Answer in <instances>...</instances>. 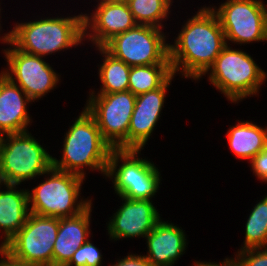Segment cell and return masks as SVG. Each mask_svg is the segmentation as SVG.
Here are the masks:
<instances>
[{
  "instance_id": "cell-1",
  "label": "cell",
  "mask_w": 267,
  "mask_h": 266,
  "mask_svg": "<svg viewBox=\"0 0 267 266\" xmlns=\"http://www.w3.org/2000/svg\"><path fill=\"white\" fill-rule=\"evenodd\" d=\"M187 19L173 44L169 43L172 73L200 80L227 45L219 19L211 7H201Z\"/></svg>"
},
{
  "instance_id": "cell-2",
  "label": "cell",
  "mask_w": 267,
  "mask_h": 266,
  "mask_svg": "<svg viewBox=\"0 0 267 266\" xmlns=\"http://www.w3.org/2000/svg\"><path fill=\"white\" fill-rule=\"evenodd\" d=\"M71 16L16 23L9 41L20 51L40 57L77 47L85 42L84 14Z\"/></svg>"
},
{
  "instance_id": "cell-3",
  "label": "cell",
  "mask_w": 267,
  "mask_h": 266,
  "mask_svg": "<svg viewBox=\"0 0 267 266\" xmlns=\"http://www.w3.org/2000/svg\"><path fill=\"white\" fill-rule=\"evenodd\" d=\"M61 160L52 157V167L86 177L84 169L106 175L112 147L102 138L94 117L85 109L64 135ZM86 167V168H85Z\"/></svg>"
},
{
  "instance_id": "cell-4",
  "label": "cell",
  "mask_w": 267,
  "mask_h": 266,
  "mask_svg": "<svg viewBox=\"0 0 267 266\" xmlns=\"http://www.w3.org/2000/svg\"><path fill=\"white\" fill-rule=\"evenodd\" d=\"M206 74H209L210 83L223 93L228 101L235 104L247 96H257L267 78V73L256 64L249 53L232 49L228 44L204 76Z\"/></svg>"
},
{
  "instance_id": "cell-5",
  "label": "cell",
  "mask_w": 267,
  "mask_h": 266,
  "mask_svg": "<svg viewBox=\"0 0 267 266\" xmlns=\"http://www.w3.org/2000/svg\"><path fill=\"white\" fill-rule=\"evenodd\" d=\"M44 175V181L32 191L28 189L30 213L54 218L72 217L92 203V198L83 199L80 196L85 178L54 167Z\"/></svg>"
},
{
  "instance_id": "cell-6",
  "label": "cell",
  "mask_w": 267,
  "mask_h": 266,
  "mask_svg": "<svg viewBox=\"0 0 267 266\" xmlns=\"http://www.w3.org/2000/svg\"><path fill=\"white\" fill-rule=\"evenodd\" d=\"M141 151L112 149L110 152L105 176L113 179L112 185L118 196L152 200L156 195L162 176L154 162L138 155Z\"/></svg>"
},
{
  "instance_id": "cell-7",
  "label": "cell",
  "mask_w": 267,
  "mask_h": 266,
  "mask_svg": "<svg viewBox=\"0 0 267 266\" xmlns=\"http://www.w3.org/2000/svg\"><path fill=\"white\" fill-rule=\"evenodd\" d=\"M0 162L8 183L20 185L44 176L52 167V155L25 131L0 136Z\"/></svg>"
},
{
  "instance_id": "cell-8",
  "label": "cell",
  "mask_w": 267,
  "mask_h": 266,
  "mask_svg": "<svg viewBox=\"0 0 267 266\" xmlns=\"http://www.w3.org/2000/svg\"><path fill=\"white\" fill-rule=\"evenodd\" d=\"M59 218L30 213L24 226L1 248L11 259L34 266H53Z\"/></svg>"
},
{
  "instance_id": "cell-9",
  "label": "cell",
  "mask_w": 267,
  "mask_h": 266,
  "mask_svg": "<svg viewBox=\"0 0 267 266\" xmlns=\"http://www.w3.org/2000/svg\"><path fill=\"white\" fill-rule=\"evenodd\" d=\"M90 92L85 109L96 120L102 138L113 149H128V129L136 95L129 90L117 93Z\"/></svg>"
},
{
  "instance_id": "cell-10",
  "label": "cell",
  "mask_w": 267,
  "mask_h": 266,
  "mask_svg": "<svg viewBox=\"0 0 267 266\" xmlns=\"http://www.w3.org/2000/svg\"><path fill=\"white\" fill-rule=\"evenodd\" d=\"M163 29L136 25L109 40L103 48L130 67L170 64L169 43Z\"/></svg>"
},
{
  "instance_id": "cell-11",
  "label": "cell",
  "mask_w": 267,
  "mask_h": 266,
  "mask_svg": "<svg viewBox=\"0 0 267 266\" xmlns=\"http://www.w3.org/2000/svg\"><path fill=\"white\" fill-rule=\"evenodd\" d=\"M0 41L10 45L9 48L2 50L8 68L2 69L1 72L17 84L33 102L40 100L56 88L61 76L43 57L17 49L9 41V32L4 33V36L0 37Z\"/></svg>"
},
{
  "instance_id": "cell-12",
  "label": "cell",
  "mask_w": 267,
  "mask_h": 266,
  "mask_svg": "<svg viewBox=\"0 0 267 266\" xmlns=\"http://www.w3.org/2000/svg\"><path fill=\"white\" fill-rule=\"evenodd\" d=\"M211 9L217 15L226 43L267 41V7L261 0H226Z\"/></svg>"
},
{
  "instance_id": "cell-13",
  "label": "cell",
  "mask_w": 267,
  "mask_h": 266,
  "mask_svg": "<svg viewBox=\"0 0 267 266\" xmlns=\"http://www.w3.org/2000/svg\"><path fill=\"white\" fill-rule=\"evenodd\" d=\"M119 197L123 203L106 223L109 239L145 238L161 219L153 201Z\"/></svg>"
},
{
  "instance_id": "cell-14",
  "label": "cell",
  "mask_w": 267,
  "mask_h": 266,
  "mask_svg": "<svg viewBox=\"0 0 267 266\" xmlns=\"http://www.w3.org/2000/svg\"><path fill=\"white\" fill-rule=\"evenodd\" d=\"M97 2L94 13L84 14V39L95 47H103L116 35L137 25L127 2Z\"/></svg>"
},
{
  "instance_id": "cell-15",
  "label": "cell",
  "mask_w": 267,
  "mask_h": 266,
  "mask_svg": "<svg viewBox=\"0 0 267 266\" xmlns=\"http://www.w3.org/2000/svg\"><path fill=\"white\" fill-rule=\"evenodd\" d=\"M173 74L156 90L136 96L135 107L128 129V149L143 150L161 117L166 91L171 85Z\"/></svg>"
},
{
  "instance_id": "cell-16",
  "label": "cell",
  "mask_w": 267,
  "mask_h": 266,
  "mask_svg": "<svg viewBox=\"0 0 267 266\" xmlns=\"http://www.w3.org/2000/svg\"><path fill=\"white\" fill-rule=\"evenodd\" d=\"M181 227L160 219L146 235L147 259L152 266H173L187 249V235Z\"/></svg>"
},
{
  "instance_id": "cell-17",
  "label": "cell",
  "mask_w": 267,
  "mask_h": 266,
  "mask_svg": "<svg viewBox=\"0 0 267 266\" xmlns=\"http://www.w3.org/2000/svg\"><path fill=\"white\" fill-rule=\"evenodd\" d=\"M32 102L17 84L0 73V136L28 131L32 119L27 105Z\"/></svg>"
},
{
  "instance_id": "cell-18",
  "label": "cell",
  "mask_w": 267,
  "mask_h": 266,
  "mask_svg": "<svg viewBox=\"0 0 267 266\" xmlns=\"http://www.w3.org/2000/svg\"><path fill=\"white\" fill-rule=\"evenodd\" d=\"M92 205L78 215L59 218V230L53 247V266H66L75 251L91 237Z\"/></svg>"
},
{
  "instance_id": "cell-19",
  "label": "cell",
  "mask_w": 267,
  "mask_h": 266,
  "mask_svg": "<svg viewBox=\"0 0 267 266\" xmlns=\"http://www.w3.org/2000/svg\"><path fill=\"white\" fill-rule=\"evenodd\" d=\"M8 184L0 190V249L24 226L30 214L28 189Z\"/></svg>"
},
{
  "instance_id": "cell-20",
  "label": "cell",
  "mask_w": 267,
  "mask_h": 266,
  "mask_svg": "<svg viewBox=\"0 0 267 266\" xmlns=\"http://www.w3.org/2000/svg\"><path fill=\"white\" fill-rule=\"evenodd\" d=\"M229 126L226 137L229 149L238 159L251 161L258 153L267 149V126L260 127L252 121H238Z\"/></svg>"
},
{
  "instance_id": "cell-21",
  "label": "cell",
  "mask_w": 267,
  "mask_h": 266,
  "mask_svg": "<svg viewBox=\"0 0 267 266\" xmlns=\"http://www.w3.org/2000/svg\"><path fill=\"white\" fill-rule=\"evenodd\" d=\"M103 57L98 68L99 80L102 83L97 93H117L128 91L131 67L108 53L103 47H96Z\"/></svg>"
},
{
  "instance_id": "cell-22",
  "label": "cell",
  "mask_w": 267,
  "mask_h": 266,
  "mask_svg": "<svg viewBox=\"0 0 267 266\" xmlns=\"http://www.w3.org/2000/svg\"><path fill=\"white\" fill-rule=\"evenodd\" d=\"M173 75L170 64L133 66L129 73L128 90L134 95L161 87Z\"/></svg>"
},
{
  "instance_id": "cell-23",
  "label": "cell",
  "mask_w": 267,
  "mask_h": 266,
  "mask_svg": "<svg viewBox=\"0 0 267 266\" xmlns=\"http://www.w3.org/2000/svg\"><path fill=\"white\" fill-rule=\"evenodd\" d=\"M173 0H127L137 25L163 28L161 23L169 17Z\"/></svg>"
},
{
  "instance_id": "cell-24",
  "label": "cell",
  "mask_w": 267,
  "mask_h": 266,
  "mask_svg": "<svg viewBox=\"0 0 267 266\" xmlns=\"http://www.w3.org/2000/svg\"><path fill=\"white\" fill-rule=\"evenodd\" d=\"M241 249L267 248V195L250 211L245 224V240Z\"/></svg>"
},
{
  "instance_id": "cell-25",
  "label": "cell",
  "mask_w": 267,
  "mask_h": 266,
  "mask_svg": "<svg viewBox=\"0 0 267 266\" xmlns=\"http://www.w3.org/2000/svg\"><path fill=\"white\" fill-rule=\"evenodd\" d=\"M102 254L89 239L73 254L66 266H102Z\"/></svg>"
},
{
  "instance_id": "cell-26",
  "label": "cell",
  "mask_w": 267,
  "mask_h": 266,
  "mask_svg": "<svg viewBox=\"0 0 267 266\" xmlns=\"http://www.w3.org/2000/svg\"><path fill=\"white\" fill-rule=\"evenodd\" d=\"M243 266H267V248H252L236 252Z\"/></svg>"
},
{
  "instance_id": "cell-27",
  "label": "cell",
  "mask_w": 267,
  "mask_h": 266,
  "mask_svg": "<svg viewBox=\"0 0 267 266\" xmlns=\"http://www.w3.org/2000/svg\"><path fill=\"white\" fill-rule=\"evenodd\" d=\"M253 174L263 182H267V149L258 153L251 161Z\"/></svg>"
},
{
  "instance_id": "cell-28",
  "label": "cell",
  "mask_w": 267,
  "mask_h": 266,
  "mask_svg": "<svg viewBox=\"0 0 267 266\" xmlns=\"http://www.w3.org/2000/svg\"><path fill=\"white\" fill-rule=\"evenodd\" d=\"M111 266H152L150 261L146 256L136 255V254H128L122 259H118L117 262Z\"/></svg>"
},
{
  "instance_id": "cell-29",
  "label": "cell",
  "mask_w": 267,
  "mask_h": 266,
  "mask_svg": "<svg viewBox=\"0 0 267 266\" xmlns=\"http://www.w3.org/2000/svg\"><path fill=\"white\" fill-rule=\"evenodd\" d=\"M192 266H243L242 262L238 258L237 255H235V258H225L223 262H200V261H194V265Z\"/></svg>"
},
{
  "instance_id": "cell-30",
  "label": "cell",
  "mask_w": 267,
  "mask_h": 266,
  "mask_svg": "<svg viewBox=\"0 0 267 266\" xmlns=\"http://www.w3.org/2000/svg\"><path fill=\"white\" fill-rule=\"evenodd\" d=\"M0 266H34L24 264L11 259L5 252L0 249Z\"/></svg>"
},
{
  "instance_id": "cell-31",
  "label": "cell",
  "mask_w": 267,
  "mask_h": 266,
  "mask_svg": "<svg viewBox=\"0 0 267 266\" xmlns=\"http://www.w3.org/2000/svg\"><path fill=\"white\" fill-rule=\"evenodd\" d=\"M8 181L4 175V171L2 169V166H1V162H0V190H1V187L4 186V188L8 185Z\"/></svg>"
},
{
  "instance_id": "cell-32",
  "label": "cell",
  "mask_w": 267,
  "mask_h": 266,
  "mask_svg": "<svg viewBox=\"0 0 267 266\" xmlns=\"http://www.w3.org/2000/svg\"><path fill=\"white\" fill-rule=\"evenodd\" d=\"M103 2H127V0H99Z\"/></svg>"
},
{
  "instance_id": "cell-33",
  "label": "cell",
  "mask_w": 267,
  "mask_h": 266,
  "mask_svg": "<svg viewBox=\"0 0 267 266\" xmlns=\"http://www.w3.org/2000/svg\"><path fill=\"white\" fill-rule=\"evenodd\" d=\"M0 4H1V3H0ZM0 6H1V5H0ZM1 10H2V9L0 8V12H1ZM0 15H1V14H0ZM0 19H1V18H0ZM0 22H1V20H0ZM1 28H2V27H1V23H0V33H1V30H2ZM0 36H1V34H0Z\"/></svg>"
}]
</instances>
